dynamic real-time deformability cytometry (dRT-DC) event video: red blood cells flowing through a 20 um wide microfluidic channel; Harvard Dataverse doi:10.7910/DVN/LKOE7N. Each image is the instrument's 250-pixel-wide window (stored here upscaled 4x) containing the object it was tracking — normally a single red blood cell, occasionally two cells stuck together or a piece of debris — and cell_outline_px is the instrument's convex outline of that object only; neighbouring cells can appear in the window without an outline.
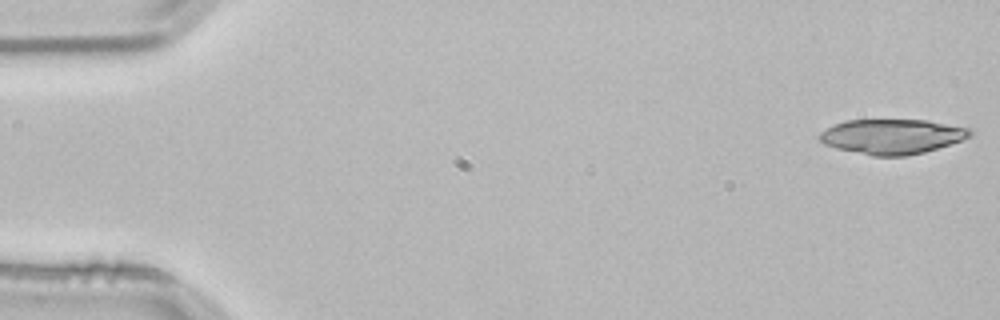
{"species": "common noctule bat (a hibernating species)", "species_latin": "Nyctalus noctula", "temperature_condition": "room temperature", "stored_images_in_passage": 52, "camera_frame_rate_fps": 3000, "um_per_image_px": 0.085, "animal": {"sex": "male", "body_mass_g": 21.5, "forearm_length_mm": 52.0}, "frame": {"image": 1, "passage_image": 1, "time_ms": 0.0, "image_size_px": [1000, 320], "cell_outline_px": [[972, 132], [968, 136], [960, 140], [924, 152], [908, 156], [872, 156], [836, 148], [824, 144], [820, 140], [820, 132], [844, 120], [928, 120], [972, 128]], "centroid_in_image_um": [75.82, 11.6], "position_along_channel_um": 9.2, "area_um2": 30.4}}